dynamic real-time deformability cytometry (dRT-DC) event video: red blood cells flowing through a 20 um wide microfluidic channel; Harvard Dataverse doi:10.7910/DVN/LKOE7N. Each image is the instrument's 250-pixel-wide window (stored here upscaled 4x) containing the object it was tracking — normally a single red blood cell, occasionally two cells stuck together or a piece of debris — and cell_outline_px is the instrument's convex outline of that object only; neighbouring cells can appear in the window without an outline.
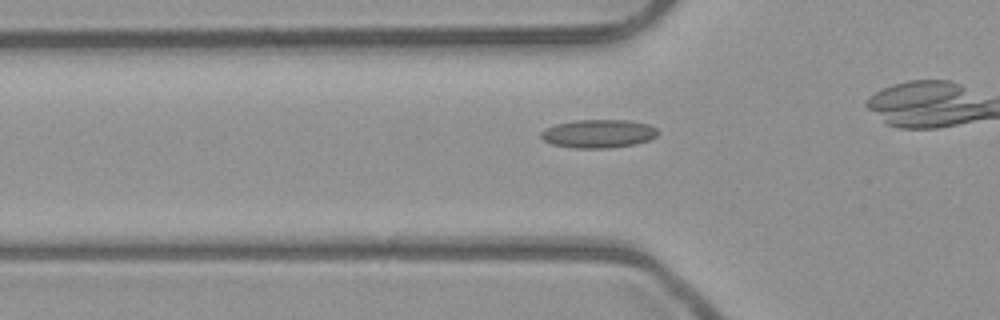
{"species": "common noctule bat (a hibernating species)", "species_latin": "Nyctalus noctula", "temperature_condition": "room temperature", "stored_images_in_passage": 31, "camera_frame_rate_fps": 3000, "um_per_image_px": 0.085, "animal": {"sex": "male", "body_mass_g": 23.1, "forearm_length_mm": 52.7}, "frame": {"image": 1, "passage_image": 8, "time_ms": 2.333, "image_size_px": [1000, 320], "cell_outline_px": [[660, 132], [656, 136], [648, 140], [636, 144], [608, 148], [576, 148], [552, 144], [544, 140], [540, 136], [540, 132], [544, 128], [556, 124], [576, 120], [632, 120], [648, 124], [656, 128]], "centroid_in_image_um": [50.87, 11.35], "position_along_channel_um": 74.9, "area_um2": 19.42}}
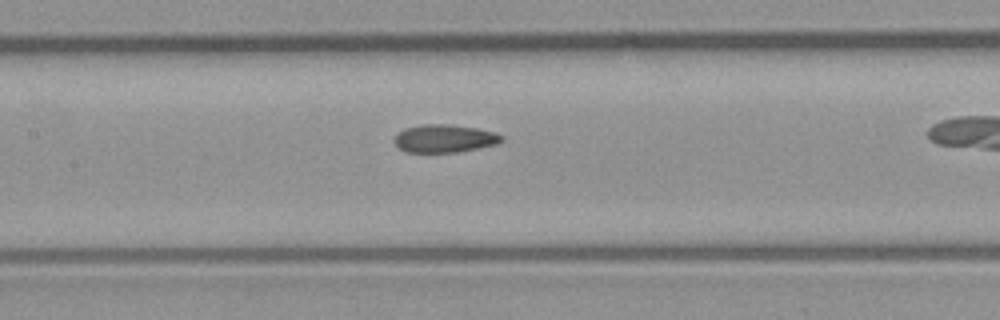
{"frame": {"image": 2, "passage_image": 15, "time_ms": 4.667, "image_size_px": [1000, 320], "cell_outline_px": [[504, 140], [496, 144], [456, 152], [408, 152], [400, 148], [396, 144], [396, 136], [400, 132], [408, 128], [424, 124], [444, 124], [476, 128], [496, 132], [504, 136]], "centroid_in_image_um": [37.85, 11.77], "position_along_channel_um": 169.6, "area_um2": 17.05}}
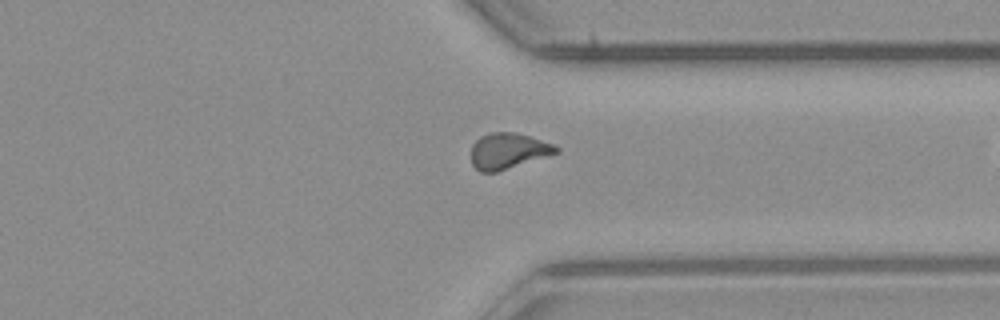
{"frame": {"image": 3, "passage_image": 30, "time_ms": 9.667, "image_size_px": [1000, 320], "cell_outline_px": [[560, 152], [496, 172], [480, 172], [472, 164], [472, 144], [480, 136], [488, 132], [512, 132], [528, 136], [552, 144], [560, 148]], "centroid_in_image_um": [43.17, 12.82], "position_along_channel_um": 368.2, "area_um2": 17.57}}